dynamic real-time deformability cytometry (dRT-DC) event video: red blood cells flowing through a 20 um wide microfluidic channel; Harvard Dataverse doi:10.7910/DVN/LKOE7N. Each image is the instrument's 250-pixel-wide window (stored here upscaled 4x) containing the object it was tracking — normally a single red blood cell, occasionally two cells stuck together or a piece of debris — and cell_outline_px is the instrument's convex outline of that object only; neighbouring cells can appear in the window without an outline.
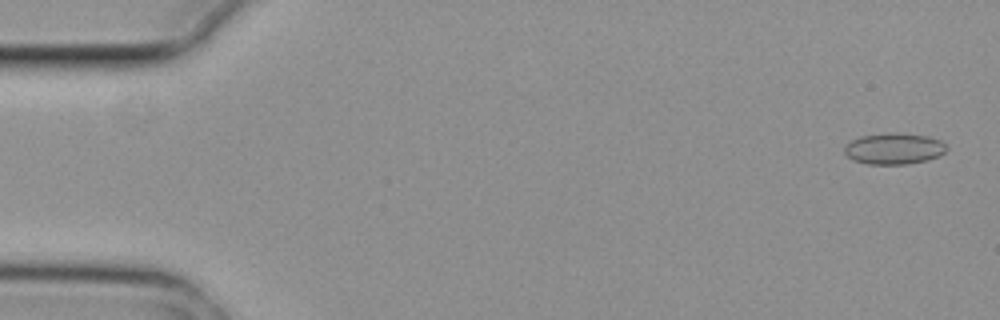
{"species": "common noctule bat (a hibernating species)", "species_latin": "Nyctalus noctula", "temperature_condition": "cold", "stored_images_in_passage": 6, "camera_frame_rate_fps": 3000, "um_per_image_px": 0.085, "animal": {"sex": "female", "body_mass_g": 29.2, "forearm_length_mm": 56.3}, "frame": {"image": 1, "passage_image": 1, "time_ms": 0.0, "image_size_px": [1000, 320], "cell_outline_px": [[948, 148], [940, 156], [928, 160], [908, 164], [868, 164], [852, 160], [844, 152], [844, 148], [852, 140], [860, 136], [888, 132], [896, 132], [928, 136], [940, 140]], "centroid_in_image_um": [76.0, 12.63], "position_along_channel_um": 9.0, "area_um2": 18.73}}